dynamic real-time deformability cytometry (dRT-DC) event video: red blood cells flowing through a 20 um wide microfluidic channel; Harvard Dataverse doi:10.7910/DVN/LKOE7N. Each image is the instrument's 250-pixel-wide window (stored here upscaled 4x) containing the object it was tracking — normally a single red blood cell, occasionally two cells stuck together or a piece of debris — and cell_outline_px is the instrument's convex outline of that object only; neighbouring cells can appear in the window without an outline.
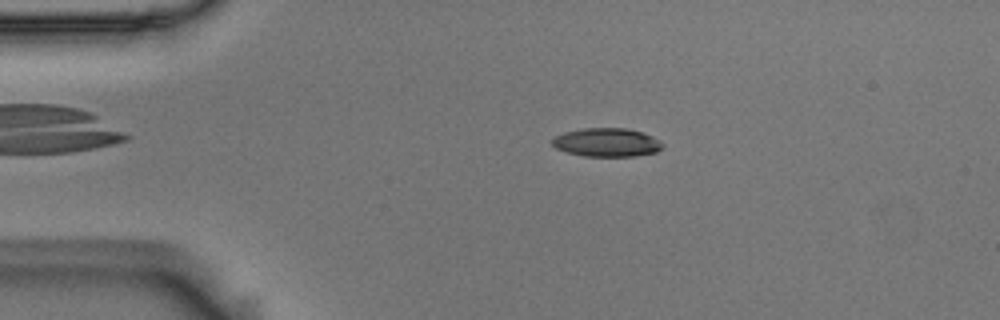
{"species": "Egyptian fruit bat (a non-hibernating species)", "species_latin": "Rousettus aegyptiacus", "temperature_condition": "room temperature", "stored_images_in_passage": 56, "camera_frame_rate_fps": 3000, "um_per_image_px": 0.085, "animal": {"sex": "male"}, "frame": {"image": 1, "passage_image": 12, "time_ms": 3.667, "image_size_px": [1000, 320], "cell_outline_px": [[664, 144], [656, 152], [636, 156], [584, 156], [568, 152], [556, 148], [552, 144], [552, 140], [556, 136], [564, 132], [584, 128], [628, 128], [644, 132], [652, 136]], "centroid_in_image_um": [51.59, 12.1], "position_along_channel_um": 33.4, "area_um2": 18.32}}
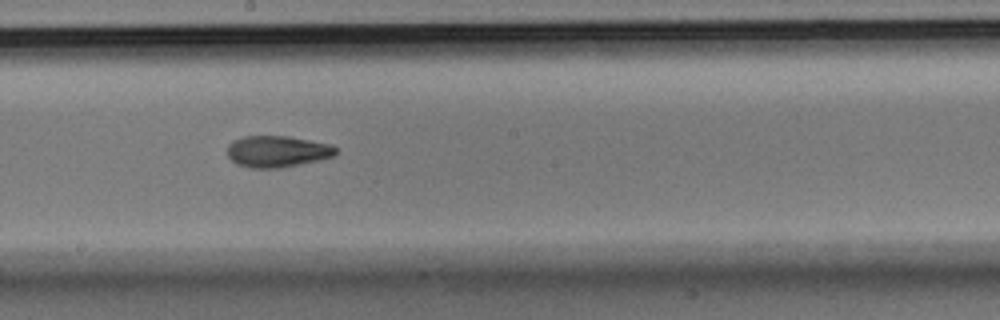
{"frame": {"image": 2, "passage_image": 31, "time_ms": 10.0, "image_size_px": [1000, 320], "cell_outline_px": [[336, 152], [332, 156], [316, 160], [280, 168], [252, 168], [236, 164], [228, 156], [228, 144], [232, 140], [244, 136], [288, 136], [332, 144], [336, 148]], "centroid_in_image_um": [23.53, 12.86], "position_along_channel_um": 224.7, "area_um2": 19.77}}
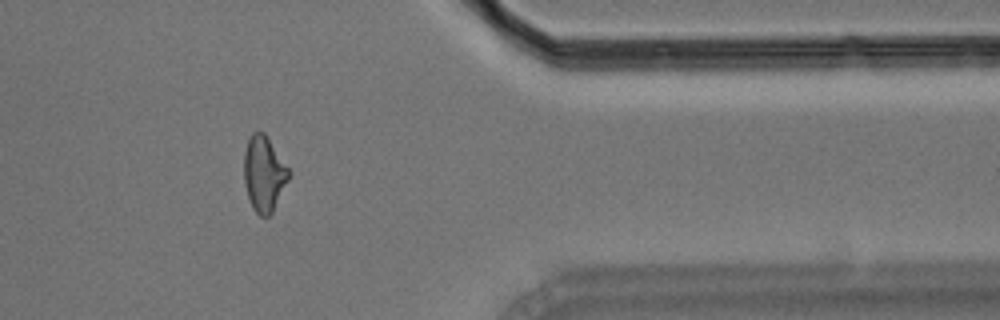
{"frame": {"image": 3, "passage_image": 46, "time_ms": 15.0, "image_size_px": [1000, 320], "cell_outline_px": [[292, 172], [272, 212], [268, 216], [260, 216], [252, 208], [244, 184], [244, 152], [248, 140], [252, 132], [264, 132]], "centroid_in_image_um": [22.44, 14.76], "position_along_channel_um": 389.0, "area_um2": 19.65}, "authors_computed_cell_mechanics": {"area_um2": 19.5942, "velocity_mm_per_s": 3.6618, "shape_relaxation_time_tau1_ms": 5.38, "shape_relaxation_time_tau2_ms": 3.7044, "deformation_change_tau1": 0.1843, "deformation_change_tau2": 0.1091}}